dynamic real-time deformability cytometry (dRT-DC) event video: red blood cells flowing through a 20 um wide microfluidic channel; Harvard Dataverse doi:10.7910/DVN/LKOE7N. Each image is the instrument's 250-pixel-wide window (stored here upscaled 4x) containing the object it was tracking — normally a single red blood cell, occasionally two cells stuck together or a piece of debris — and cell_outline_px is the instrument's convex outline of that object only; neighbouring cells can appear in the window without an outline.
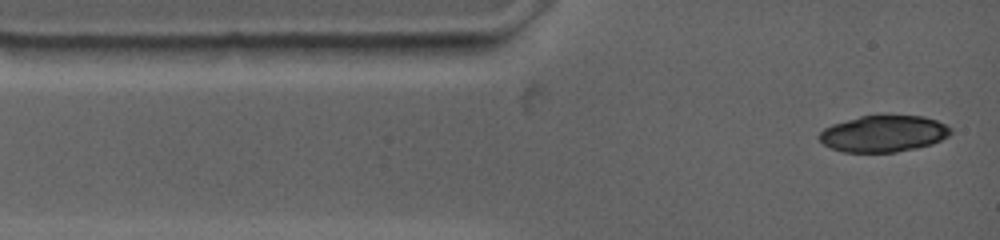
{"species": "common noctule bat (a hibernating species)", "species_latin": "Nyctalus noctula", "temperature_condition": "warm", "stored_images_in_passage": 3, "camera_frame_rate_fps": 4500, "um_per_image_px": 0.085, "animal": {"sex": "female", "body_mass_g": 19.0, "forearm_length_mm": 53.3}, "frame": {"image": 1, "passage_image": 1, "time_ms": 0.0, "image_size_px": [1000, 240], "cell_outline_px": [[952, 132], [948, 136], [932, 144], [916, 148], [896, 152], [844, 152], [832, 148], [824, 144], [820, 140], [820, 132], [824, 128], [832, 124], [860, 116], [924, 116], [936, 120], [952, 128]], "centroid_in_image_um": [75.12, 11.37], "position_along_channel_um": 9.9, "area_um2": 27.74}}